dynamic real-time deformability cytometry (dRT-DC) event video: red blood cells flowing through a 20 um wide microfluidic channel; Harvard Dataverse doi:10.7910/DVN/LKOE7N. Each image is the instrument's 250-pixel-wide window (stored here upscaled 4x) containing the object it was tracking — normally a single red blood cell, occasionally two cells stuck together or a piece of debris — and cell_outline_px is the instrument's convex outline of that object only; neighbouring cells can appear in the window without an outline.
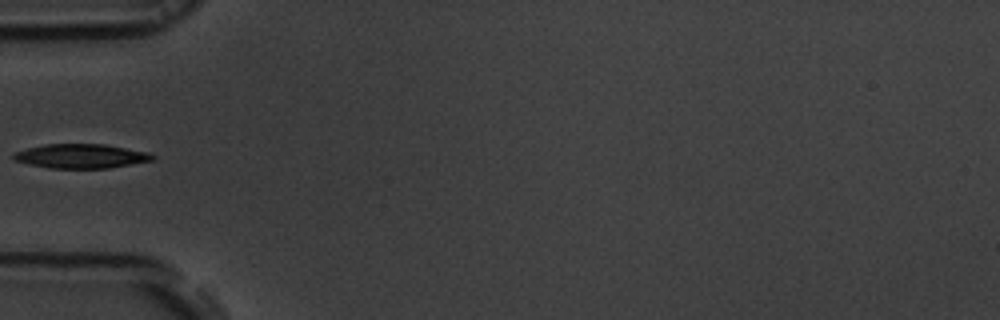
{"species": "common noctule bat (a hibernating species)", "species_latin": "Nyctalus noctula", "temperature_condition": "room temperature", "stored_images_in_passage": 36, "camera_frame_rate_fps": 3000, "um_per_image_px": 0.085, "animal": {"sex": "male", "body_mass_g": 19.5, "forearm_length_mm": 54.6}, "frame": {"image": 1, "passage_image": 1, "time_ms": 0.0, "image_size_px": [1000, 320], "cell_outline_px": [[156, 160], [108, 168], [48, 168], [28, 164], [12, 160], [12, 152], [44, 144], [104, 144], [148, 152], [156, 156]], "centroid_in_image_um": [6.87, 13.27], "position_along_channel_um": 78.1, "area_um2": 19.83}}
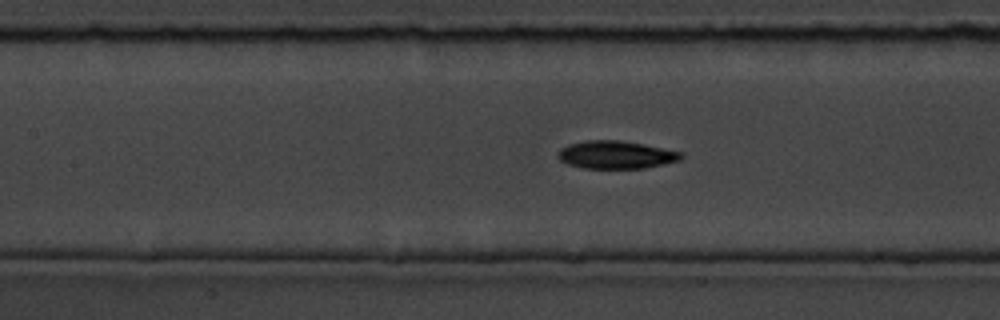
{"frame": {"image": 2, "passage_image": 7, "time_ms": 2.0, "image_size_px": [1000, 320], "cell_outline_px": [[684, 156], [680, 160], [664, 164], [644, 168], [584, 168], [568, 164], [560, 160], [556, 156], [560, 148], [568, 144], [584, 140], [620, 140], [644, 144], [684, 152]], "centroid_in_image_um": [52.36, 13.15], "position_along_channel_um": 155.0, "area_um2": 20.17}}
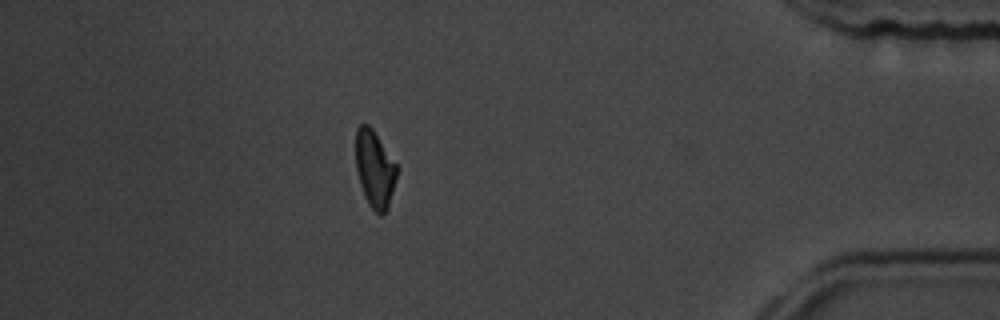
{"frame": {"image": 3, "passage_image": 30, "time_ms": 9.667, "image_size_px": [1000, 320], "cell_outline_px": [[396, 176], [388, 208], [380, 216], [368, 204], [364, 196], [360, 184], [356, 168], [356, 128], [360, 124], [368, 124], [372, 128], [396, 164]], "centroid_in_image_um": [31.83, 14.36], "position_along_channel_um": 403.4, "area_um2": 18.15}}